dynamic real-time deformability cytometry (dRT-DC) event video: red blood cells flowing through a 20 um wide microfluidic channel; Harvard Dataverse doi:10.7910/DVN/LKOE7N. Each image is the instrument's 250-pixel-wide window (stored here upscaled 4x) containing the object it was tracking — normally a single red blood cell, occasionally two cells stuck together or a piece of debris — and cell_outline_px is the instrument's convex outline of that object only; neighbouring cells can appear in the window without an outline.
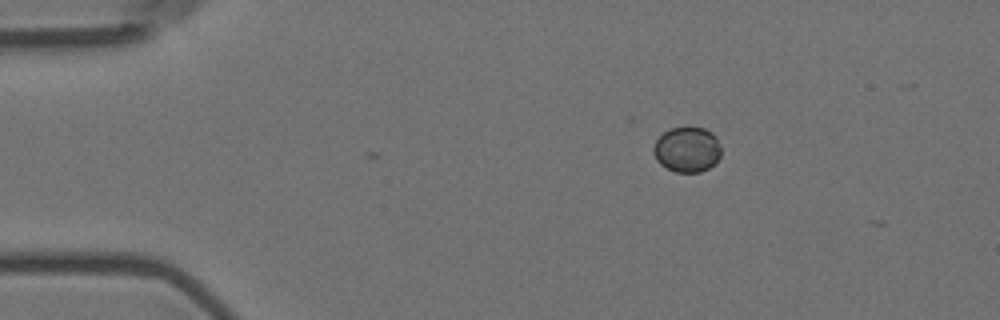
{"species": "Egyptian fruit bat (a non-hibernating species)", "species_latin": "Rousettus aegyptiacus", "temperature_condition": "room temperature", "stored_images_in_passage": 2, "camera_frame_rate_fps": 3000, "um_per_image_px": 0.085, "animal": {"sex": "female"}, "frame": {"image": 1, "passage_image": 2, "time_ms": 0.333, "image_size_px": [1000, 320], "cell_outline_px": [[720, 156], [708, 168], [700, 172], [676, 172], [660, 164], [656, 160], [652, 152], [652, 148], [656, 140], [668, 128], [688, 124], [704, 128], [712, 132], [716, 136], [720, 144]], "centroid_in_image_um": [58.38, 12.65], "position_along_channel_um": 26.6, "area_um2": 18.32}}